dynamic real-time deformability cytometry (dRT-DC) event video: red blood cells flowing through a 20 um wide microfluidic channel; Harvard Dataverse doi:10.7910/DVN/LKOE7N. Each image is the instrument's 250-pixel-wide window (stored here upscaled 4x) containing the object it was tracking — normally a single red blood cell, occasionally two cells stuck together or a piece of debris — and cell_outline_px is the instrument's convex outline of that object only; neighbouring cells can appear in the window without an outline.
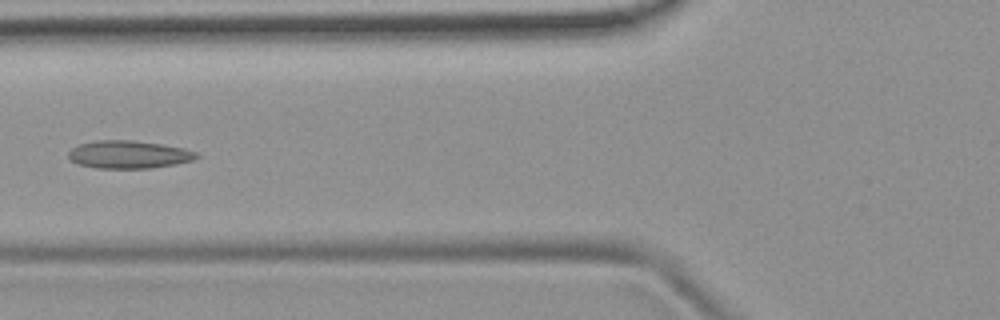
{"species": "common noctule bat (a hibernating species)", "species_latin": "Nyctalus noctula", "temperature_condition": "room temperature", "stored_images_in_passage": 5, "camera_frame_rate_fps": 3000, "um_per_image_px": 0.085, "animal": {"sex": "female", "body_mass_g": 19.9}, "frame": {"image": 1, "passage_image": 5, "time_ms": 5.333, "image_size_px": [1000, 320], "cell_outline_px": [[200, 156], [192, 160], [176, 164], [152, 168], [96, 168], [76, 164], [68, 156], [68, 152], [72, 148], [80, 144], [96, 140], [132, 140], [160, 144], [184, 148], [196, 152]], "centroid_in_image_um": [10.93, 13.14], "position_along_channel_um": 114.9, "area_um2": 20.75}}